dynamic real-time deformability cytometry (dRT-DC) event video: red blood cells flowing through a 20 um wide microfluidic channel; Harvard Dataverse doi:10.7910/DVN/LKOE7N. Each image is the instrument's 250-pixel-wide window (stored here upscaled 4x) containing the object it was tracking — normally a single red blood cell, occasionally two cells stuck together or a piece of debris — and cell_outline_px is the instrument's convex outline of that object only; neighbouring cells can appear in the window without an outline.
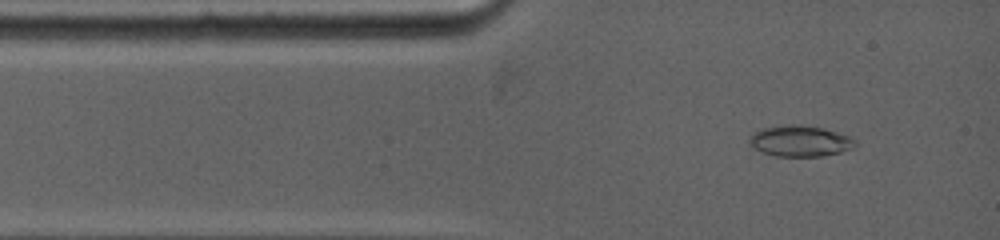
{"species": "common noctule bat (a hibernating species)", "species_latin": "Nyctalus noctula", "temperature_condition": "warm", "stored_images_in_passage": 39, "camera_frame_rate_fps": 5000, "um_per_image_px": 0.085, "animal": {"sex": "female", "body_mass_g": 19.0, "forearm_length_mm": 53.3}, "frame": {"image": 1, "passage_image": 3, "time_ms": 0.6, "image_size_px": [1000, 240], "cell_outline_px": [[856, 144], [852, 148], [840, 152], [820, 156], [776, 156], [764, 152], [756, 148], [748, 140], [756, 132], [764, 128], [788, 124], [800, 124], [820, 128], [836, 132], [848, 136], [856, 140]], "centroid_in_image_um": [68.04, 11.98], "position_along_channel_um": 17.0, "area_um2": 18.61}}
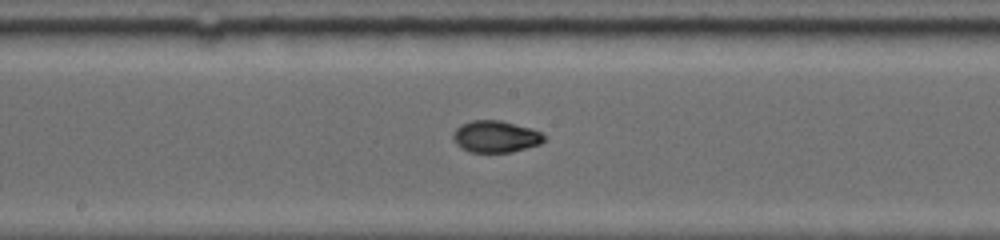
{"frame": {"image": 2, "passage_image": 18, "time_ms": 6.0, "image_size_px": [1000, 240], "cell_outline_px": [[544, 140], [540, 144], [512, 152], [468, 152], [456, 144], [452, 136], [456, 128], [472, 120], [496, 120], [528, 128], [540, 132], [544, 136]], "centroid_in_image_um": [42.09, 11.63], "position_along_channel_um": 206.1, "area_um2": 16.47}}
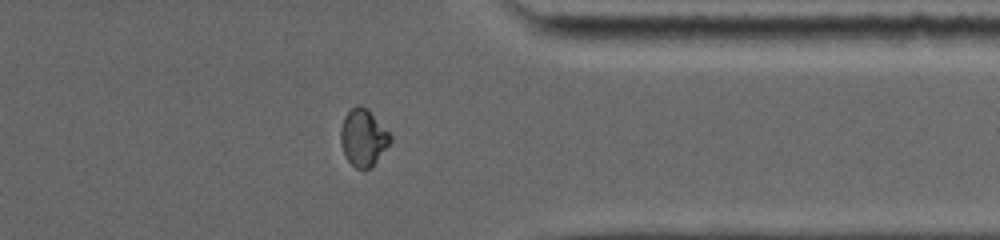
{"frame": {"image": 3, "passage_image": 31, "time_ms": 10.6, "image_size_px": [1000, 240], "cell_outline_px": [[392, 140], [376, 160], [368, 168], [356, 168], [348, 160], [340, 144], [340, 128], [344, 116], [356, 104], [360, 104], [392, 136]], "centroid_in_image_um": [30.83, 11.69], "position_along_channel_um": 380.6, "area_um2": 15.84}, "authors_computed_cell_mechanics": {"area_um2": 16.473, "velocity_mm_per_s": 3.9365, "shape_relaxation_time_tau1_ms": null, "shape_relaxation_time_tau2_ms": 1.0247, "deformation_change_tau1": null, "deformation_change_tau2": 0.0421}}